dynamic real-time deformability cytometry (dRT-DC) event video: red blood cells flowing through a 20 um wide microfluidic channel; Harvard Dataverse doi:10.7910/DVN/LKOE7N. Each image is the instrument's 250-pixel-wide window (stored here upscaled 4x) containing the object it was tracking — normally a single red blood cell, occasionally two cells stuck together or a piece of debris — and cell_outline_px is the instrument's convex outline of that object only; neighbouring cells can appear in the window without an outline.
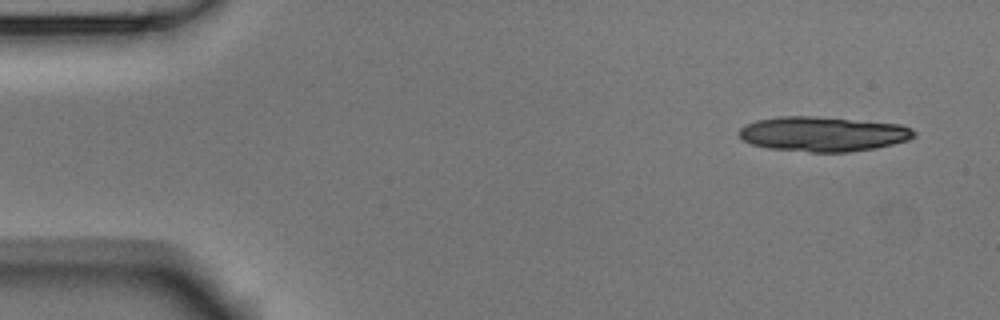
{"species": "Egyptian fruit bat (a non-hibernating species)", "species_latin": "Rousettus aegyptiacus", "temperature_condition": "room temperature", "stored_images_in_passage": 10, "camera_frame_rate_fps": 3000, "um_per_image_px": 0.085, "animal": {"sex": "male"}, "frame": {"image": 1, "passage_image": 1, "time_ms": 0.0, "image_size_px": [1000, 320], "cell_outline_px": [[916, 136], [908, 140], [892, 144], [872, 148], [848, 152], [808, 152], [768, 148], [752, 144], [744, 140], [740, 136], [740, 128], [756, 120], [780, 116], [816, 116], [900, 124], [912, 128], [916, 132]], "centroid_in_image_um": [69.98, 11.38], "position_along_channel_um": 15.0, "area_um2": 35.37}}
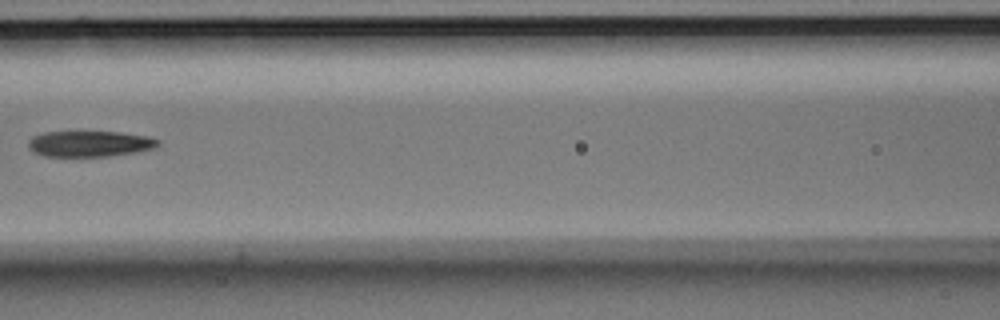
{"frame": {"image": 2, "passage_image": 6, "time_ms": 1.667, "image_size_px": [1000, 320], "cell_outline_px": [[160, 144], [152, 148], [136, 152], [108, 156], [44, 156], [32, 152], [28, 148], [28, 140], [32, 136], [44, 132], [120, 132], [144, 136], [160, 140]], "centroid_in_image_um": [7.56, 12.22], "position_along_channel_um": 159.0, "area_um2": 19.48}}
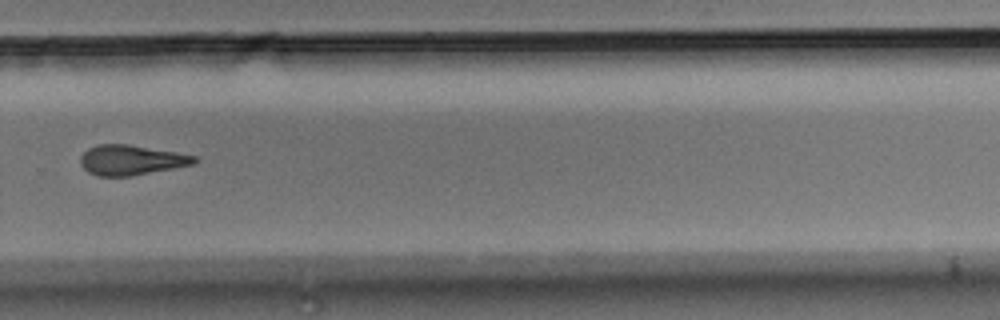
{"frame": {"image": 3, "passage_image": 10, "time_ms": 3.0, "image_size_px": [1000, 320], "cell_outline_px": [[200, 160], [196, 164], [132, 176], [96, 176], [88, 172], [80, 164], [80, 156], [88, 148], [96, 144], [128, 144], [176, 152], [196, 156]], "centroid_in_image_um": [11.16, 13.6], "position_along_channel_um": 318.6, "area_um2": 20.17}}